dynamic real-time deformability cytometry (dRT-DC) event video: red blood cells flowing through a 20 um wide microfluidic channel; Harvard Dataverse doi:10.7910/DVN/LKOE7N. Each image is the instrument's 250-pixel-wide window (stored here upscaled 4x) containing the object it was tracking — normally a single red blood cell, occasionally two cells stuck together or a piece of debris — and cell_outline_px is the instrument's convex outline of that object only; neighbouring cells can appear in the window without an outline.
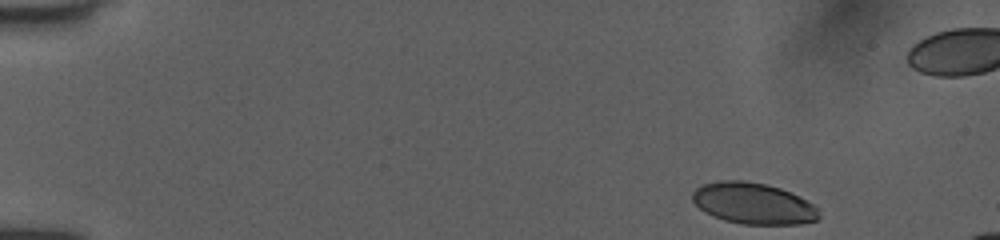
{"species": "human", "species_latin": "Homo sapiens", "temperature_condition": "room temperature", "stored_images_in_passage": 45, "camera_frame_rate_fps": 3000, "um_per_image_px": 0.085, "donor": {"sex": "female"}, "frame": {"image": 1, "passage_image": 1, "time_ms": 0.0, "image_size_px": [1000, 240], "cell_outline_px": [[820, 216], [816, 220], [800, 224], [744, 224], [724, 220], [712, 216], [704, 212], [692, 200], [692, 192], [700, 184], [720, 180], [744, 180], [768, 184], [780, 188], [800, 196], [808, 200], [820, 208]], "centroid_in_image_um": [64.05, 17.28], "position_along_channel_um": 21.0, "area_um2": 30.87}}
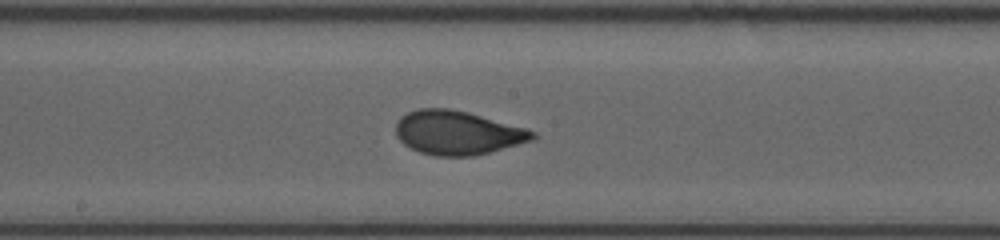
{"frame": {"image": 2, "passage_image": 24, "time_ms": 7.667, "image_size_px": [1000, 240], "cell_outline_px": [[540, 136], [532, 140], [488, 152], [472, 156], [436, 156], [420, 152], [404, 144], [396, 136], [396, 124], [400, 116], [408, 112], [420, 108], [448, 108], [468, 112], [528, 128], [536, 132]], "centroid_in_image_um": [38.9, 11.27], "position_along_channel_um": 209.3, "area_um2": 35.03}}
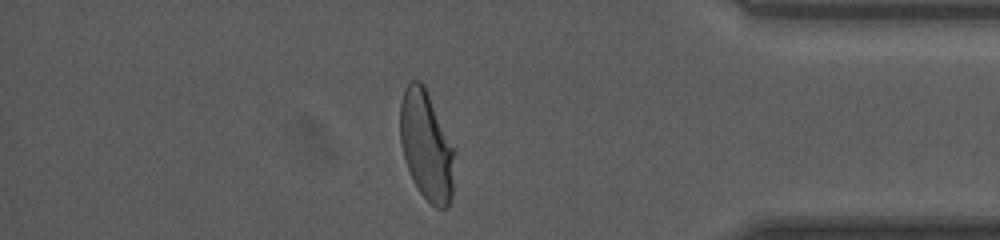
{"frame": {"image": 3, "passage_image": 40, "time_ms": 13.0, "image_size_px": [1000, 240], "cell_outline_px": [[452, 196], [448, 208], [436, 208], [420, 192], [412, 180], [404, 160], [400, 144], [400, 100], [404, 88], [412, 80], [420, 80], [424, 84], [428, 92], [452, 148]], "centroid_in_image_um": [36.18, 12.36], "position_along_channel_um": 399.0, "area_um2": 34.04}}